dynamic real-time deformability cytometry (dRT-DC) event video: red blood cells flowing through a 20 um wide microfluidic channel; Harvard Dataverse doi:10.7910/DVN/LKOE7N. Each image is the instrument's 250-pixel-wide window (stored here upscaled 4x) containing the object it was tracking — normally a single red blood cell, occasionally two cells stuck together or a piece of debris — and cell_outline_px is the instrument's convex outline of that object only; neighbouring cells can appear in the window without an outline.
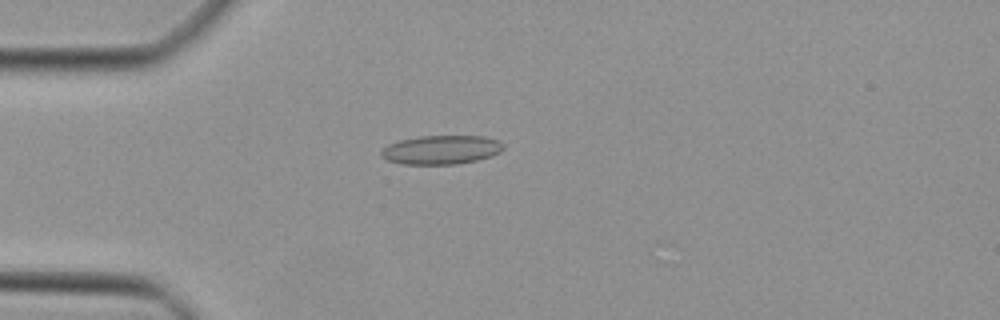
{"species": "Egyptian fruit bat (a non-hibernating species)", "species_latin": "Rousettus aegyptiacus", "temperature_condition": "cold", "stored_images_in_passage": 47, "camera_frame_rate_fps": 3000, "um_per_image_px": 0.085, "animal": {"sex": "female"}, "frame": {"image": 1, "passage_image": 13, "time_ms": 4.0, "image_size_px": [1000, 320], "cell_outline_px": [[504, 148], [500, 152], [492, 156], [476, 160], [456, 164], [404, 164], [388, 160], [380, 156], [380, 152], [388, 144], [400, 140], [420, 136], [484, 136], [496, 140], [504, 144]], "centroid_in_image_um": [37.51, 12.73], "position_along_channel_um": 47.5, "area_um2": 20.52}}
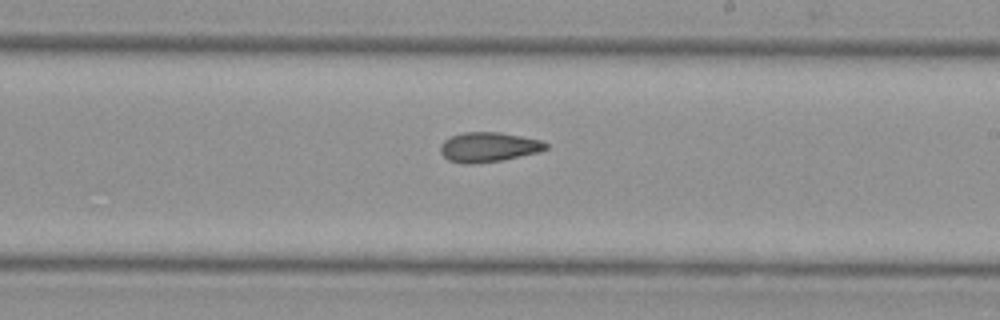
{"frame": {"image": 2, "passage_image": 28, "time_ms": 9.0, "image_size_px": [1000, 320], "cell_outline_px": [[548, 148], [540, 152], [504, 160], [476, 164], [464, 164], [448, 160], [440, 152], [440, 144], [444, 140], [452, 136], [464, 132], [500, 132], [540, 140], [548, 144]], "centroid_in_image_um": [41.52, 12.51], "position_along_channel_um": 247.5, "area_um2": 18.44}}
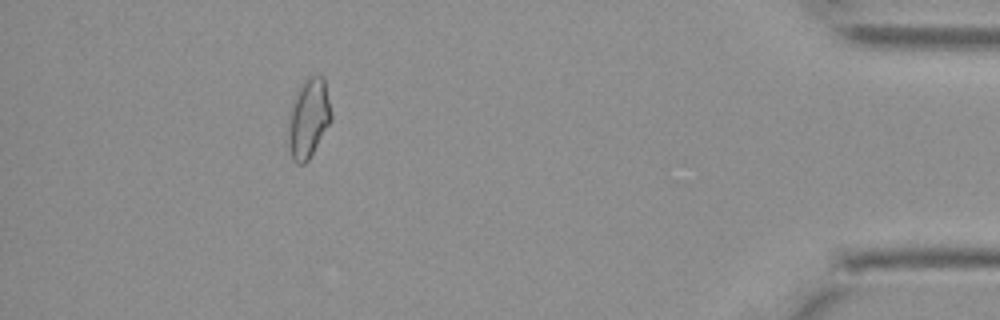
{"frame": {"image": 3, "passage_image": 43, "time_ms": 14.0, "image_size_px": [1000, 320], "cell_outline_px": [[332, 120], [308, 160], [304, 164], [296, 164], [292, 160], [288, 144], [288, 116], [296, 92], [300, 84], [308, 76], [316, 72], [324, 76], [332, 112]], "centroid_in_image_um": [26.22, 10.0], "position_along_channel_um": 409.0, "area_um2": 20.35}}